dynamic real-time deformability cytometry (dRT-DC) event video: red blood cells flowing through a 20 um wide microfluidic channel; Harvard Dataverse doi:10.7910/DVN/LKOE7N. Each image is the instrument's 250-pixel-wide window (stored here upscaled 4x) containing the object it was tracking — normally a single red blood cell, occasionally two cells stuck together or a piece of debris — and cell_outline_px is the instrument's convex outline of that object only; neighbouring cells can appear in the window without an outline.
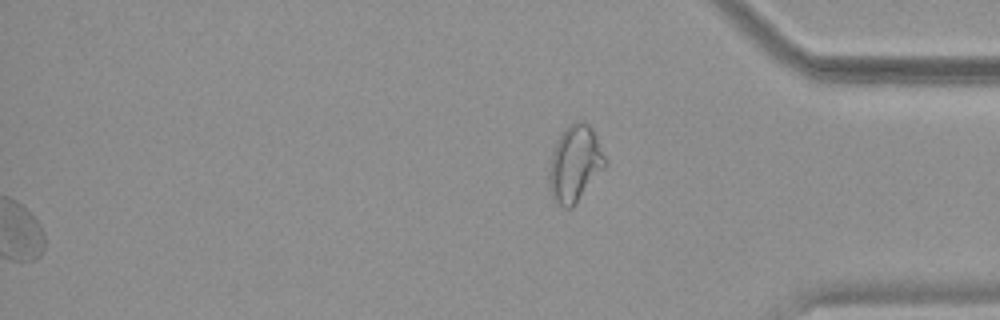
{"species": "common noctule bat (a hibernating species)", "species_latin": "Nyctalus noctula", "temperature_condition": "warm", "stored_images_in_passage": 54, "segment_of_instrument_passage": [2, 2], "camera_frame_rate_fps": 3000, "um_per_image_px": 0.085, "animal": {"sex": "female", "body_mass_g": 19.9}, "frame": {"image": 1, "passage_image": 54, "time_ms": 17.667, "image_size_px": [1000, 320], "cell_outline_px": [[608, 164], [576, 204], [572, 208], [564, 208], [552, 196], [548, 188], [548, 172], [552, 152], [564, 128], [568, 124], [576, 120], [584, 120], [592, 128], [608, 160]], "centroid_in_image_um": [48.89, 13.9], "position_along_channel_um": 386.3, "area_um2": 25.32}}